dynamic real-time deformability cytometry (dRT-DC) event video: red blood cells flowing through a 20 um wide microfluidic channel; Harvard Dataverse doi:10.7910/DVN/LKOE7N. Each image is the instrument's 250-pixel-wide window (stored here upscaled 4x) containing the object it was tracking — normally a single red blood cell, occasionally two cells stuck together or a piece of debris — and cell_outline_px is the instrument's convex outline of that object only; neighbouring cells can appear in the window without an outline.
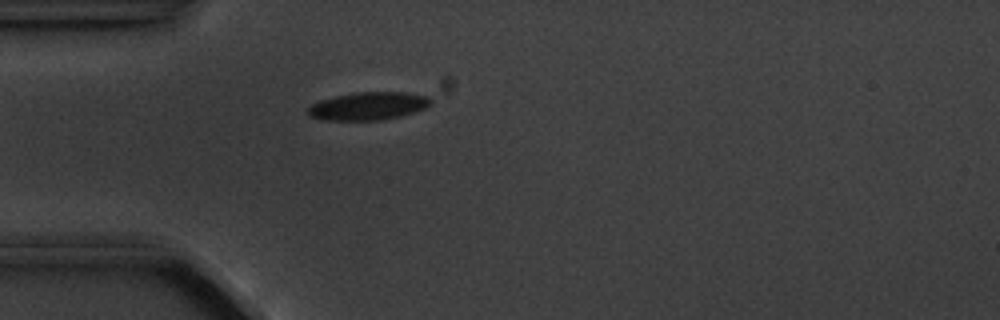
{"species": "common noctule bat (a hibernating species)", "species_latin": "Nyctalus noctula", "temperature_condition": "cold", "stored_images_in_passage": 4, "camera_frame_rate_fps": 3000, "um_per_image_px": 0.085, "animal": {"sex": "male", "body_mass_g": 20.1, "forearm_length_mm": 53.5}, "frame": {"image": 1, "passage_image": 4, "time_ms": 3.333, "image_size_px": [1000, 320], "cell_outline_px": [[432, 104], [424, 108], [400, 116], [380, 120], [324, 120], [308, 116], [304, 112], [304, 108], [320, 100], [336, 96], [356, 92], [408, 92], [428, 96], [432, 100]], "centroid_in_image_um": [31.25, 9.01], "position_along_channel_um": 53.8, "area_um2": 20.17}}